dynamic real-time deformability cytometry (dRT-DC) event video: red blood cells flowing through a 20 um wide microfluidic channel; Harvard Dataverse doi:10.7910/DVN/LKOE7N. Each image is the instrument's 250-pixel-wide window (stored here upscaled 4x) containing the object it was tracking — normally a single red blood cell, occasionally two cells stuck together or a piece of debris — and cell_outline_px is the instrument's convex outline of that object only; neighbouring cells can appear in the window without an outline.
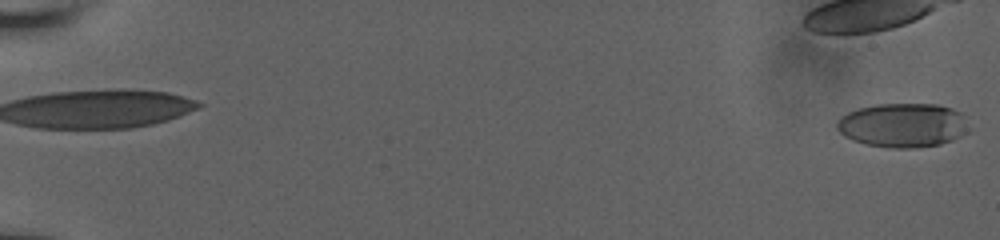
{"species": "human", "species_latin": "Homo sapiens", "temperature_condition": "room temperature", "stored_images_in_passage": 14, "camera_frame_rate_fps": 3000, "um_per_image_px": 0.085, "donor": {"sex": "male"}, "frame": {"image": 1, "passage_image": 1, "time_ms": 0.0, "image_size_px": [1000, 240], "cell_outline_px": [[968, 132], [952, 140], [940, 144], [912, 148], [892, 148], [868, 144], [852, 140], [844, 136], [836, 128], [836, 124], [840, 116], [848, 112], [860, 108], [876, 104], [940, 104], [964, 112]], "centroid_in_image_um": [76.76, 10.63], "position_along_channel_um": 8.2, "area_um2": 34.1}}